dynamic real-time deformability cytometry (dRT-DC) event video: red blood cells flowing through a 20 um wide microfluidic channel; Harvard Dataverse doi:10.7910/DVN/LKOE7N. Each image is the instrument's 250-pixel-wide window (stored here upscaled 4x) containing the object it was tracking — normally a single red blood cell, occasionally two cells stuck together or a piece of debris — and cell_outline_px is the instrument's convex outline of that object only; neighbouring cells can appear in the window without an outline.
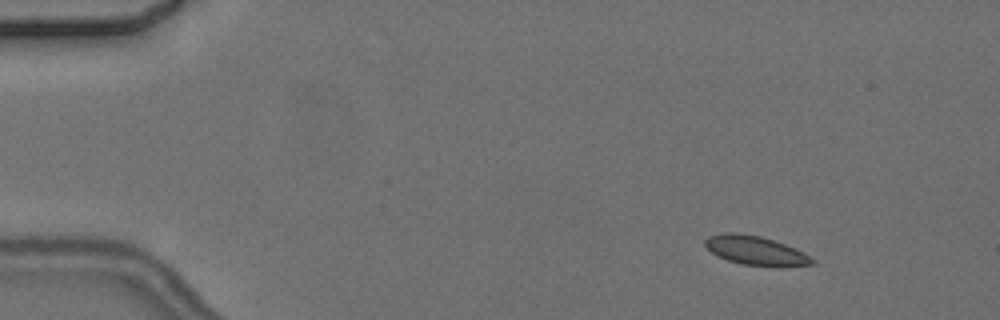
{"species": "common noctule bat (a hibernating species)", "species_latin": "Nyctalus noctula", "temperature_condition": "cold", "stored_images_in_passage": 9, "camera_frame_rate_fps": 3000, "um_per_image_px": 0.085, "animal": {"sex": "female", "body_mass_g": 24.6, "forearm_length_mm": 56.2}, "frame": {"image": 1, "passage_image": 2, "time_ms": 2.333, "image_size_px": [1000, 320], "cell_outline_px": [[816, 264], [740, 264], [716, 256], [704, 244], [704, 240], [708, 236], [720, 232], [736, 232], [760, 236], [796, 248], [804, 252], [816, 260]], "centroid_in_image_um": [64.14, 21.24], "position_along_channel_um": 20.9, "area_um2": 17.57}}
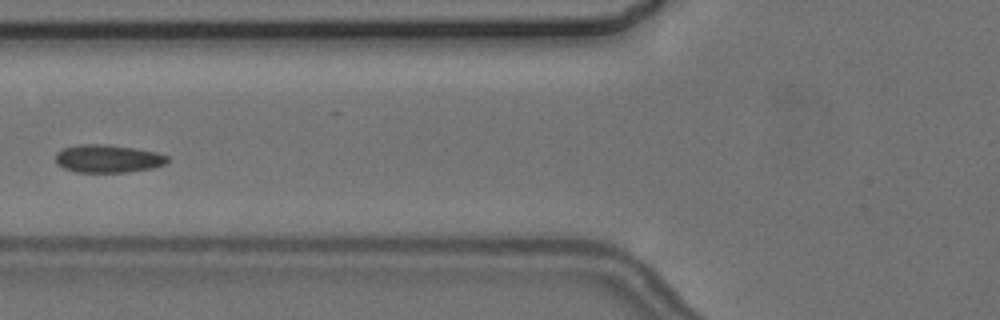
{"frame": {"image": 2, "passage_image": 6, "time_ms": 7.667, "image_size_px": [1000, 320], "cell_outline_px": [[168, 160], [164, 164], [152, 168], [128, 172], [76, 172], [64, 168], [56, 164], [56, 152], [64, 148], [80, 144], [108, 144], [136, 148], [156, 152], [168, 156]], "centroid_in_image_um": [9.16, 13.48], "position_along_channel_um": 116.6, "area_um2": 18.26}}
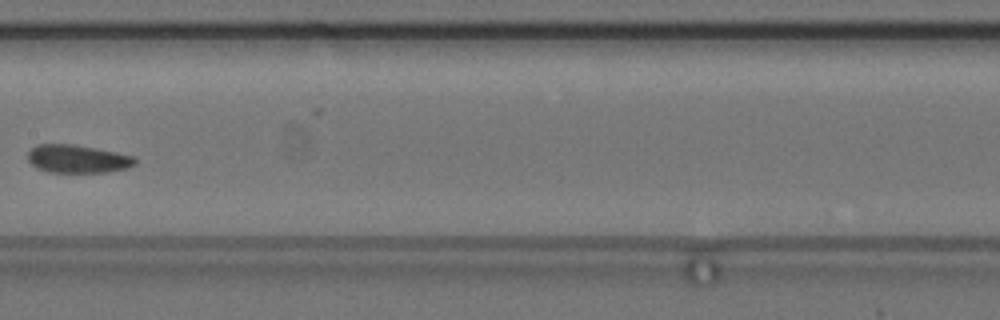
{"frame": {"image": 3, "passage_image": 8, "time_ms": 10.0, "image_size_px": [1000, 320], "cell_outline_px": [[136, 164], [128, 168], [108, 172], [48, 172], [36, 168], [28, 160], [28, 152], [36, 144], [72, 144], [96, 148], [116, 152], [132, 156], [136, 160]], "centroid_in_image_um": [6.58, 13.5], "position_along_channel_um": 200.8, "area_um2": 17.57}}